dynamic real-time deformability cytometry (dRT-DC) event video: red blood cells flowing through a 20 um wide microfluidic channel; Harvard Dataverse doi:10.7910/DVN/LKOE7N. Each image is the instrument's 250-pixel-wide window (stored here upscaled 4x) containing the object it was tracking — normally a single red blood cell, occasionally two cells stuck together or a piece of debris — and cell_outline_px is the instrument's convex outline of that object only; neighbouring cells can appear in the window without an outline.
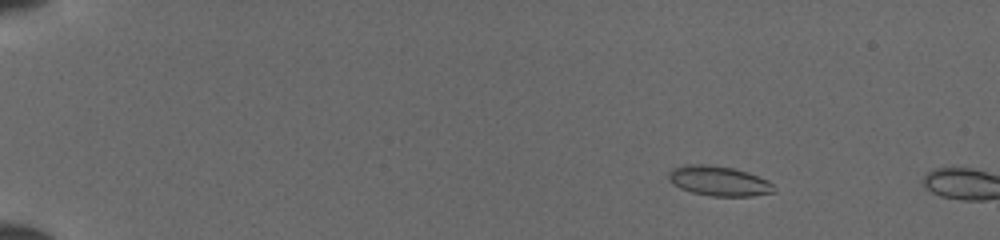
{"species": "common noctule bat (a hibernating species)", "species_latin": "Nyctalus noctula", "temperature_condition": "cold", "stored_images_in_passage": 12, "camera_frame_rate_fps": 3000, "um_per_image_px": 0.085, "animal": {"sex": "female", "body_mass_g": 19.5, "forearm_length_mm": 54.1}, "frame": {"image": 1, "passage_image": 9, "time_ms": 2.667, "image_size_px": [1000, 240], "cell_outline_px": [[772, 192], [752, 196], [712, 196], [692, 192], [680, 188], [672, 184], [668, 180], [668, 172], [672, 168], [684, 164], [704, 164], [732, 168], [748, 172], [768, 180], [772, 184]], "centroid_in_image_um": [61.03, 15.37], "position_along_channel_um": 24.0, "area_um2": 18.26}}